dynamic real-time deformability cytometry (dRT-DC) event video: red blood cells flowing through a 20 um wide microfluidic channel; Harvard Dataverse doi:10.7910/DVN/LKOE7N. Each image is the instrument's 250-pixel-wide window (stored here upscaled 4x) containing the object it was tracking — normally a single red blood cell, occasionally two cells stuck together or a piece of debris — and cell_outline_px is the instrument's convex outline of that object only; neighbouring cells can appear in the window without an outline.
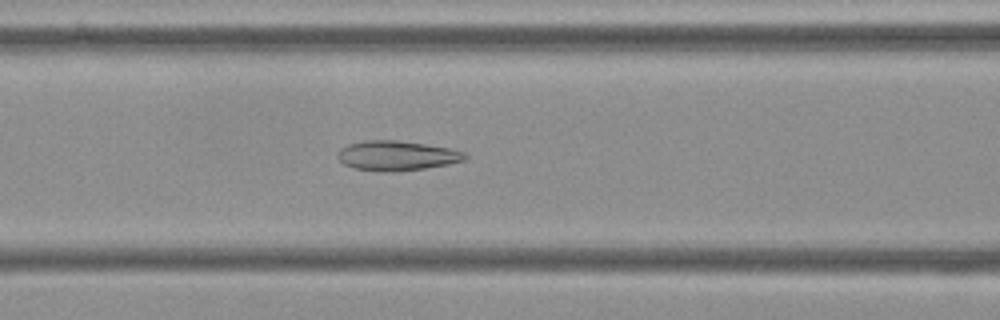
{"species": "Egyptian fruit bat (a non-hibernating species)", "species_latin": "Rousettus aegyptiacus", "temperature_condition": "cold", "stored_images_in_passage": 55, "camera_frame_rate_fps": 3000, "um_per_image_px": 0.085, "frame": {"image": 1, "passage_image": 22, "time_ms": 7.0, "image_size_px": [1000, 320], "cell_outline_px": [[468, 156], [464, 160], [448, 164], [424, 168], [392, 172], [356, 168], [344, 164], [336, 156], [340, 148], [348, 144], [364, 140], [396, 140], [424, 144], [448, 148], [464, 152]], "centroid_in_image_um": [33.7, 13.22], "position_along_channel_um": 132.9, "area_um2": 21.79}}
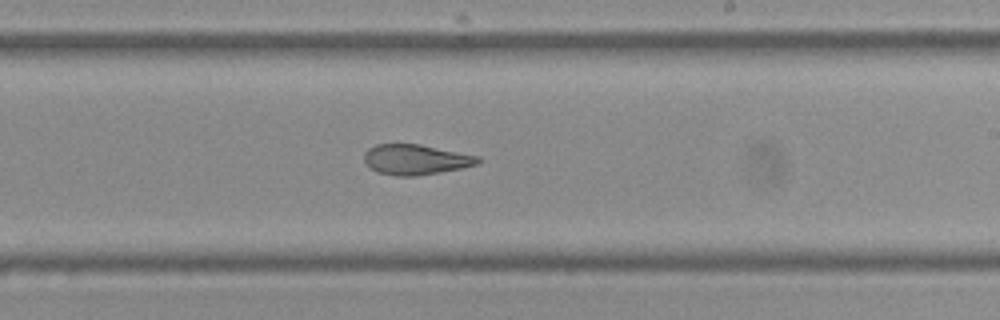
{"frame": {"image": 2, "passage_image": 32, "time_ms": 10.333, "image_size_px": [1000, 320], "cell_outline_px": [[480, 160], [476, 164], [460, 168], [440, 172], [416, 176], [396, 176], [376, 172], [368, 168], [364, 160], [364, 152], [368, 148], [376, 144], [420, 144], [480, 156]], "centroid_in_image_um": [35.28, 13.56], "position_along_channel_um": 253.7, "area_um2": 20.17}}
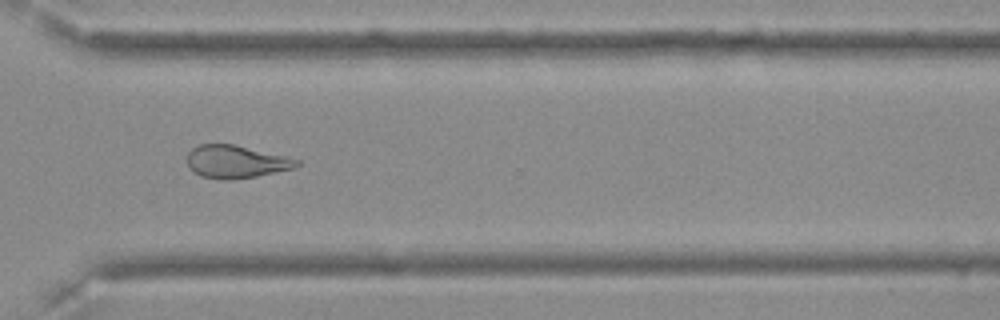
{"frame": {"image": 3, "passage_image": 40, "time_ms": 13.0, "image_size_px": [1000, 320], "cell_outline_px": [[300, 164], [292, 168], [256, 176], [236, 180], [224, 180], [200, 176], [192, 172], [188, 168], [188, 152], [192, 148], [200, 144], [232, 144], [288, 156], [300, 160]], "centroid_in_image_um": [20.03, 13.75], "position_along_channel_um": 350.6, "area_um2": 21.04}, "authors_computed_cell_mechanics": {"area_um2": 23.5246, "velocity_mm_per_s": 3.6277, "shape_relaxation_time_tau1_ms": null, "shape_relaxation_time_tau2_ms": 2.3242, "deformation_change_tau1": null, "deformation_change_tau2": 0.1038}}